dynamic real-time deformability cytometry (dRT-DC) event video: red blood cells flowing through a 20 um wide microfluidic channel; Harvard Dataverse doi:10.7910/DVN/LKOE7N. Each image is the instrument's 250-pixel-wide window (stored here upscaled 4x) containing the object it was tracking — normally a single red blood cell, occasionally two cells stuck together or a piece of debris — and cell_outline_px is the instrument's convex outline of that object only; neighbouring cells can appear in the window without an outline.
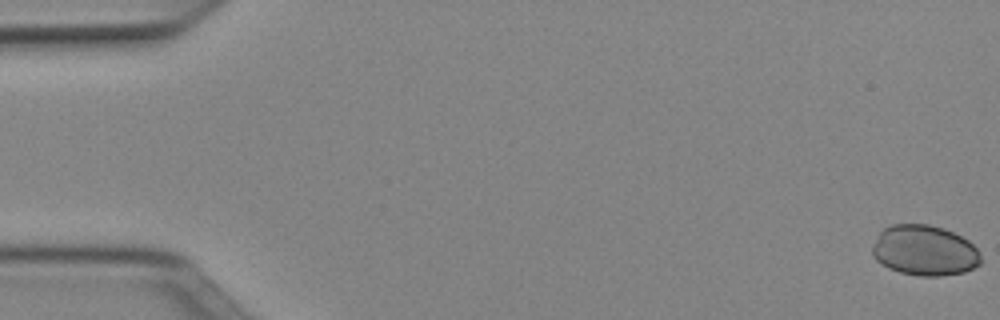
{"species": "Egyptian fruit bat (a non-hibernating species)", "species_latin": "Rousettus aegyptiacus", "temperature_condition": "cold", "stored_images_in_passage": 13, "camera_frame_rate_fps": 3000, "um_per_image_px": 0.085, "animal": {"sex": "female"}, "frame": {"image": 1, "passage_image": 1, "time_ms": 0.0, "image_size_px": [1000, 320], "cell_outline_px": [[980, 264], [964, 272], [940, 276], [920, 276], [900, 272], [888, 268], [876, 260], [872, 256], [872, 244], [880, 232], [884, 228], [892, 224], [928, 224], [944, 228], [968, 240], [976, 248], [980, 256]], "centroid_in_image_um": [78.55, 21.29], "position_along_channel_um": 6.4, "area_um2": 31.91}}